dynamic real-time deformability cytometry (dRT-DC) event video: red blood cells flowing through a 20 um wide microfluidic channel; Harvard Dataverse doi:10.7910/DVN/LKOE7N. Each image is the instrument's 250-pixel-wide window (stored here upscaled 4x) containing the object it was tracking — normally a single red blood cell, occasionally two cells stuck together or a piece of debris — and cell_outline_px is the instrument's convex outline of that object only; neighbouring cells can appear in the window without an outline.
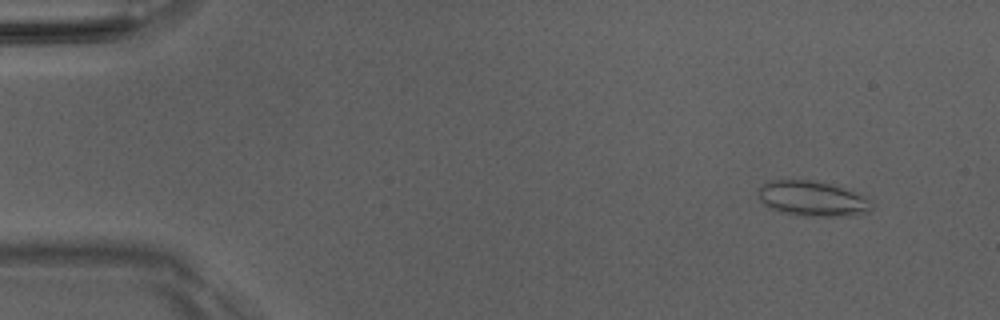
{"species": "Egyptian fruit bat (a non-hibernating species)", "species_latin": "Rousettus aegyptiacus", "temperature_condition": "room temperature", "stored_images_in_passage": 50, "camera_frame_rate_fps": 3000, "um_per_image_px": 0.085, "animal": {"sex": "male"}, "frame": {"image": 1, "passage_image": 4, "time_ms": 1.0, "image_size_px": [1000, 320], "cell_outline_px": [[872, 208], [868, 212], [852, 216], [804, 216], [784, 212], [772, 208], [764, 204], [760, 200], [756, 192], [768, 180], [808, 180], [832, 184], [868, 196], [872, 200]], "centroid_in_image_um": [69.11, 16.88], "position_along_channel_um": 15.9, "area_um2": 23.41}}
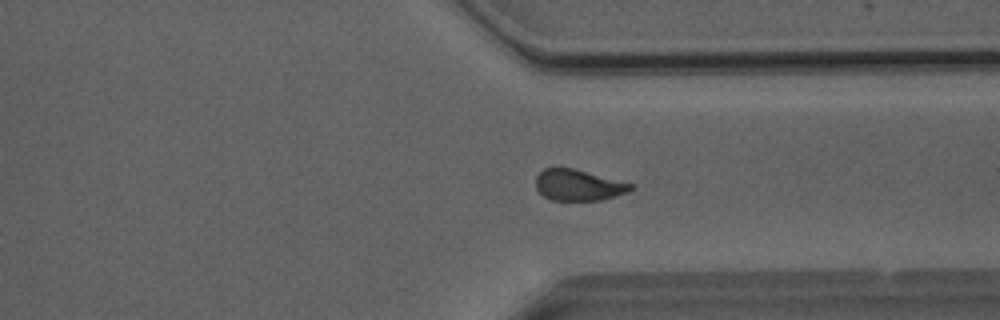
{"frame": {"image": 2, "passage_image": 38, "time_ms": 12.333, "image_size_px": [1000, 320], "cell_outline_px": [[636, 188], [628, 192], [604, 200], [552, 200], [544, 196], [536, 188], [536, 176], [544, 168], [572, 168], [632, 184]], "centroid_in_image_um": [49.17, 15.74], "position_along_channel_um": 362.2, "area_um2": 17.05}}
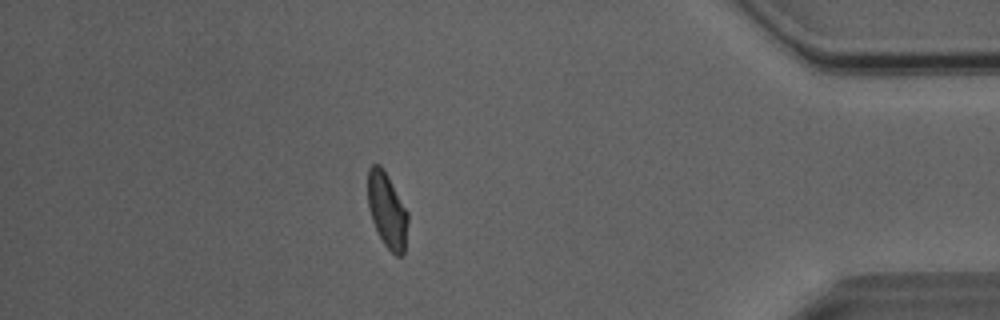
{"frame": {"image": 3, "passage_image": 44, "time_ms": 14.333, "image_size_px": [1000, 320], "cell_outline_px": [[408, 224], [404, 252], [400, 256], [396, 256], [384, 244], [372, 220], [368, 208], [368, 168], [372, 164], [380, 164], [384, 168], [408, 212]], "centroid_in_image_um": [32.9, 17.84], "position_along_channel_um": 402.3, "area_um2": 17.57}, "authors_computed_cell_mechanics": {"area_um2": 18.5249, "velocity_mm_per_s": 4.0637, "shape_relaxation_time_tau1_ms": 5.8205, "shape_relaxation_time_tau2_ms": 1.5019, "deformation_change_tau1": 0.157, "deformation_change_tau2": 0.0857}}